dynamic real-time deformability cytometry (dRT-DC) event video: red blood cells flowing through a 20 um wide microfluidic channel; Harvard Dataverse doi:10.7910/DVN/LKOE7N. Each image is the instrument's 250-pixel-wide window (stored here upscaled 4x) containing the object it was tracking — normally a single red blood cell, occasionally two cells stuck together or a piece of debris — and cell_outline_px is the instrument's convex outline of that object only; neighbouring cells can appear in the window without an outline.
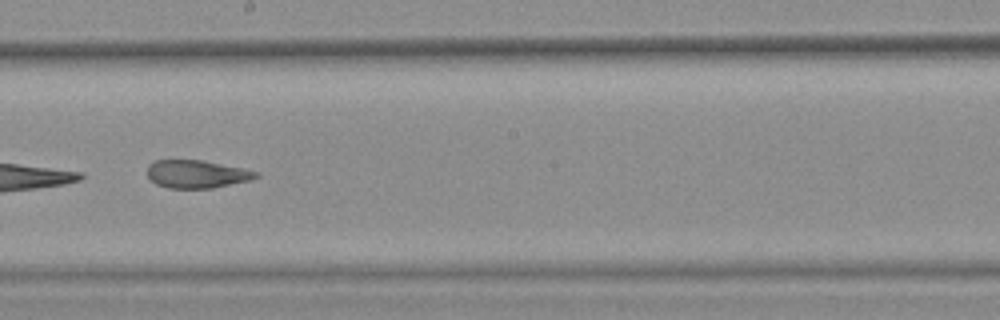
{"species": "common noctule bat (a hibernating species)", "species_latin": "Nyctalus noctula", "temperature_condition": "warm", "stored_images_in_passage": 8, "camera_frame_rate_fps": 3000, "um_per_image_px": 0.085, "animal": {"sex": "female", "body_mass_g": 25.1}, "frame": {"image": 1, "passage_image": 6, "time_ms": 1.667, "image_size_px": [1000, 320], "cell_outline_px": [[260, 176], [248, 180], [212, 188], [168, 188], [156, 184], [148, 176], [148, 164], [156, 160], [200, 160], [240, 168], [256, 172]], "centroid_in_image_um": [16.66, 14.8], "position_along_channel_um": 231.5, "area_um2": 17.28}}
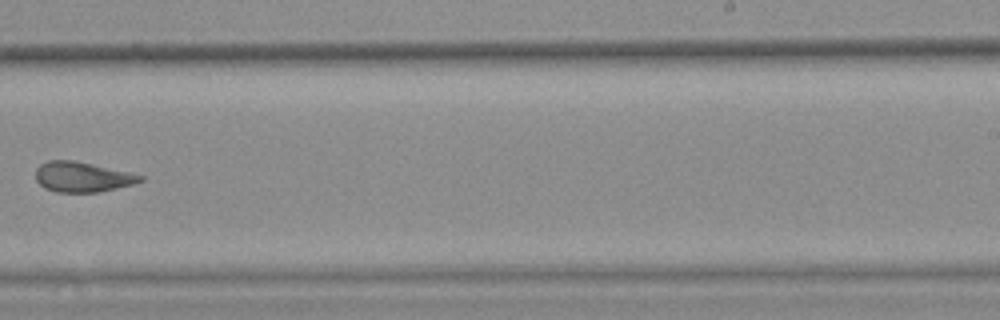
{"frame": {"image": 2, "passage_image": 7, "time_ms": 2.0, "image_size_px": [1000, 320], "cell_outline_px": [[144, 180], [132, 184], [100, 192], [56, 192], [44, 188], [36, 180], [36, 168], [40, 164], [48, 160], [72, 160], [128, 172], [144, 176]], "centroid_in_image_um": [6.96, 15.04], "position_along_channel_um": 282.0, "area_um2": 18.21}}
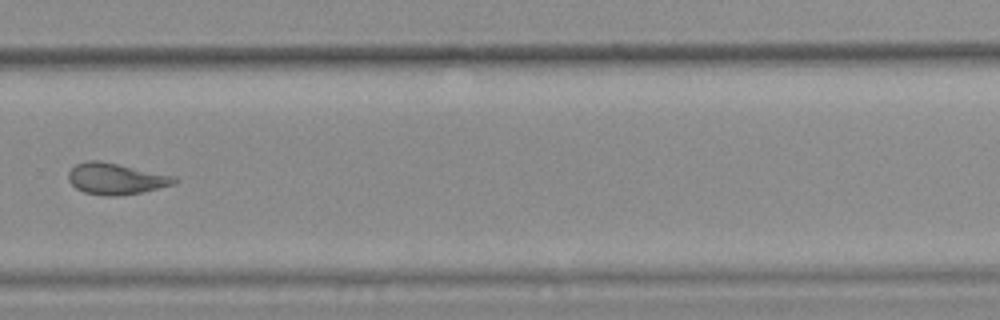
{"frame": {"image": 3, "passage_image": 8, "time_ms": 2.333, "image_size_px": [1000, 320], "cell_outline_px": [[176, 180], [172, 184], [140, 192], [116, 196], [104, 196], [84, 192], [76, 188], [68, 180], [68, 172], [76, 164], [84, 160], [100, 160], [176, 176]], "centroid_in_image_um": [9.79, 15.18], "position_along_channel_um": 320.0, "area_um2": 19.19}}